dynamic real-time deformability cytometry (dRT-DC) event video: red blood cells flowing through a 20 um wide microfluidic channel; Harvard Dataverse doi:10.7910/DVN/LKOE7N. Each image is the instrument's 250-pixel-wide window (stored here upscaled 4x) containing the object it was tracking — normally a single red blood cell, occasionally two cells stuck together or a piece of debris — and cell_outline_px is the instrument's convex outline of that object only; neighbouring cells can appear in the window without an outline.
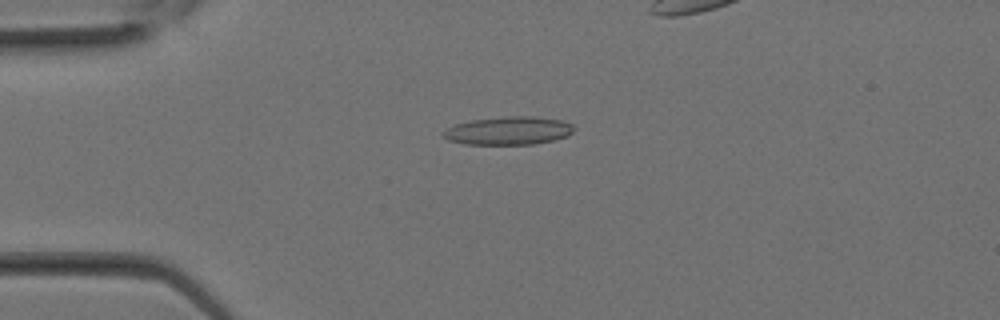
{"species": "Egyptian fruit bat (a non-hibernating species)", "species_latin": "Rousettus aegyptiacus", "temperature_condition": "room temperature", "stored_images_in_passage": 17, "camera_frame_rate_fps": 3000, "um_per_image_px": 0.085, "animal": {"sex": "female"}, "frame": {"image": 1, "passage_image": 8, "time_ms": 2.333, "image_size_px": [1000, 320], "cell_outline_px": [[576, 128], [568, 136], [556, 140], [532, 144], [464, 144], [448, 140], [440, 136], [440, 132], [456, 124], [472, 120], [508, 116], [532, 116], [560, 120], [572, 124]], "centroid_in_image_um": [43.22, 11.11], "position_along_channel_um": 41.8, "area_um2": 21.56}}
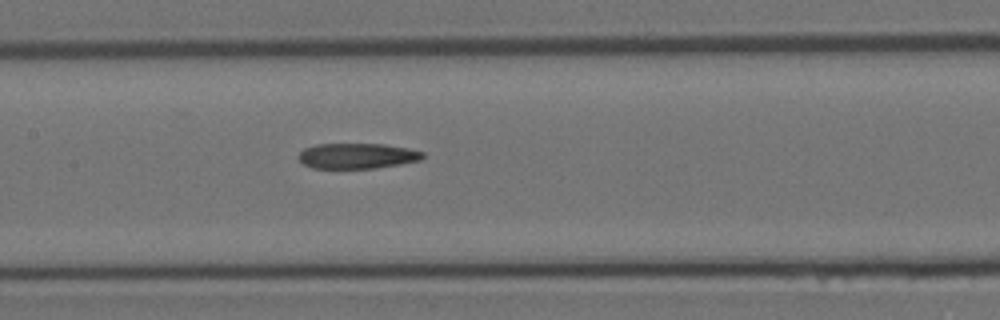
{"frame": {"image": 2, "passage_image": 15, "time_ms": 4.667, "image_size_px": [1000, 320], "cell_outline_px": [[424, 156], [420, 160], [400, 164], [376, 168], [312, 168], [304, 164], [296, 156], [304, 148], [316, 144], [384, 144], [408, 148], [424, 152]], "centroid_in_image_um": [30.34, 13.25], "position_along_channel_um": 177.1, "area_um2": 18.44}}
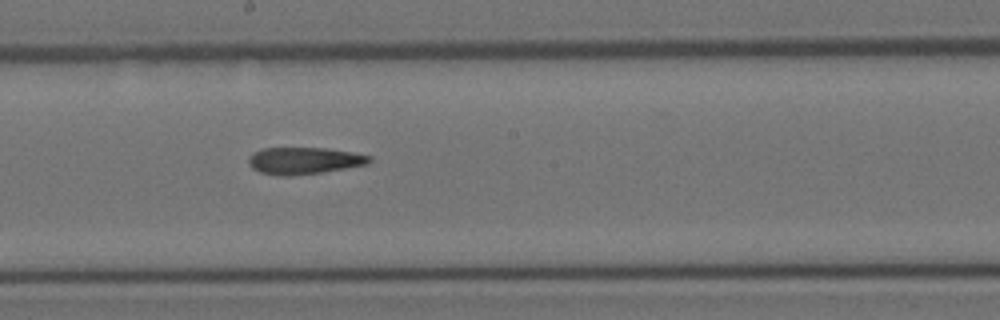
{"frame": {"image": 3, "passage_image": 17, "time_ms": 5.333, "image_size_px": [1000, 320], "cell_outline_px": [[372, 160], [368, 164], [320, 172], [288, 176], [276, 176], [260, 172], [252, 168], [248, 164], [248, 156], [252, 152], [264, 148], [328, 148], [352, 152], [372, 156]], "centroid_in_image_um": [25.81, 13.65], "position_along_channel_um": 222.4, "area_um2": 19.02}}